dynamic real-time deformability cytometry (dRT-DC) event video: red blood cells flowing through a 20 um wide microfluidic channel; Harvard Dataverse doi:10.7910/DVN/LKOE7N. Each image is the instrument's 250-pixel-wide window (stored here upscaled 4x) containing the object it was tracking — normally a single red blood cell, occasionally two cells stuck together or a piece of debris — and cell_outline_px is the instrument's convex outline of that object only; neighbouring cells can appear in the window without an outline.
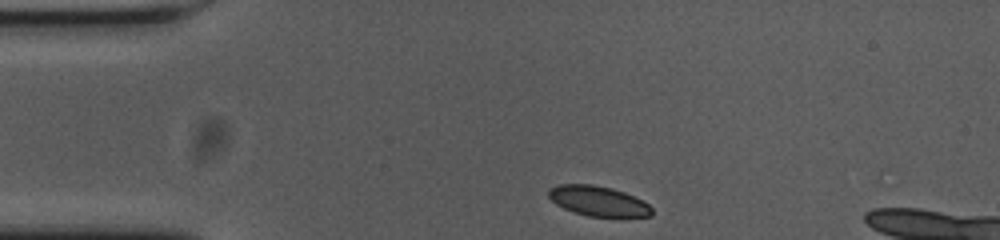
{"species": "common noctule bat (a hibernating species)", "species_latin": "Nyctalus noctula", "temperature_condition": "cold", "stored_images_in_passage": 36, "camera_frame_rate_fps": 3000, "um_per_image_px": 0.085, "animal": {"sex": "female", "body_mass_g": 23.0, "forearm_length_mm": 53.4}, "frame": {"image": 1, "passage_image": 1, "time_ms": 0.0, "image_size_px": [1000, 240], "cell_outline_px": [[652, 216], [624, 220], [588, 216], [572, 212], [556, 204], [548, 196], [548, 188], [556, 184], [592, 184], [612, 188], [624, 192], [648, 204], [652, 208]], "centroid_in_image_um": [50.89, 17.14], "position_along_channel_um": 34.1, "area_um2": 18.9}}
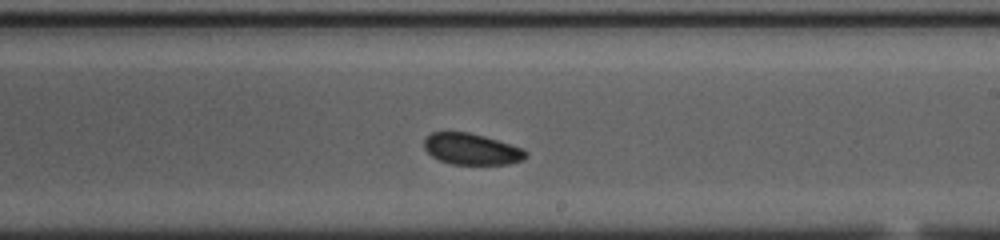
{"frame": {"image": 2, "passage_image": 22, "time_ms": 7.0, "image_size_px": [1000, 240], "cell_outline_px": [[528, 156], [524, 160], [508, 164], [452, 164], [440, 160], [432, 156], [424, 148], [424, 136], [432, 132], [468, 132], [484, 136], [524, 148], [528, 152]], "centroid_in_image_um": [40.1, 12.67], "position_along_channel_um": 248.9, "area_um2": 18.67}}
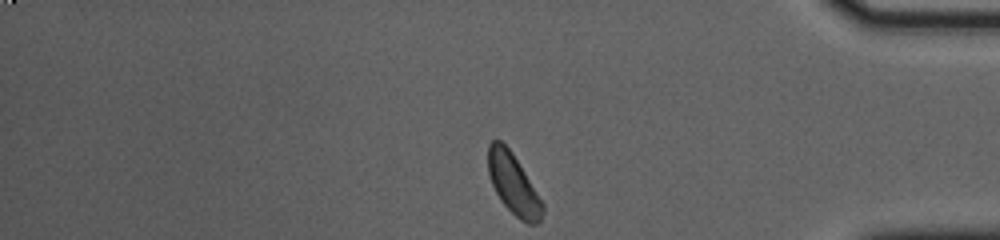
{"frame": {"image": 3, "passage_image": 36, "time_ms": 11.667, "image_size_px": [1000, 240], "cell_outline_px": [[544, 212], [540, 220], [536, 224], [528, 224], [520, 220], [500, 200], [492, 184], [488, 172], [488, 144], [492, 140], [500, 140], [512, 152], [544, 204]], "centroid_in_image_um": [43.63, 15.66], "position_along_channel_um": 391.6, "area_um2": 19.02}, "authors_computed_cell_mechanics": {"area_um2": 19.2185, "velocity_mm_per_s": 3.6405, "shape_relaxation_time_tau1_ms": 1.9783, "shape_relaxation_time_tau2_ms": null, "deformation_change_tau1": 0.0513, "deformation_change_tau2": null}}